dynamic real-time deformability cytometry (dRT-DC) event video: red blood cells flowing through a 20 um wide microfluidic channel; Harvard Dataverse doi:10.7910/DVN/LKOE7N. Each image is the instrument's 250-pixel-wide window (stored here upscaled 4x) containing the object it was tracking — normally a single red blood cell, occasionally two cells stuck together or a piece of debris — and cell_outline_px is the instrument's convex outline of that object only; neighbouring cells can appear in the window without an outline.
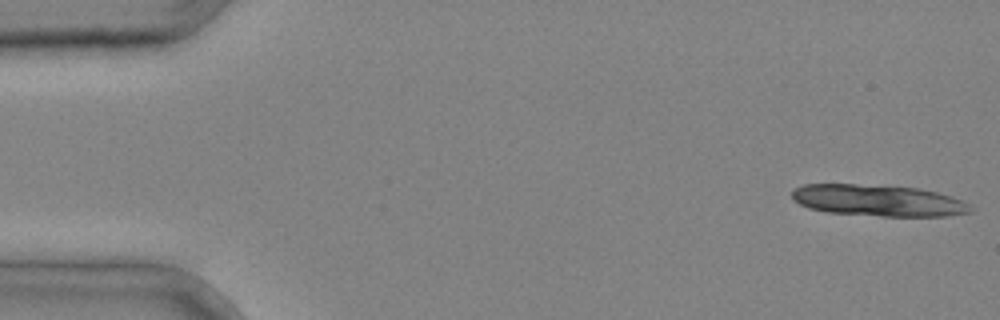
{"species": "common noctule bat (a hibernating species)", "species_latin": "Nyctalus noctula", "temperature_condition": "cold", "stored_images_in_passage": 4, "camera_frame_rate_fps": 3000, "um_per_image_px": 0.085, "animal": {"sex": "male", "body_mass_g": 20.4}, "frame": {"image": 1, "passage_image": 1, "time_ms": 0.0, "image_size_px": [1000, 320], "cell_outline_px": [[972, 212], [948, 216], [880, 216], [828, 212], [808, 208], [792, 200], [792, 188], [804, 184], [856, 184], [920, 188], [952, 196], [968, 204], [972, 208]], "centroid_in_image_um": [74.62, 17.04], "position_along_channel_um": 10.4, "area_um2": 32.83}}